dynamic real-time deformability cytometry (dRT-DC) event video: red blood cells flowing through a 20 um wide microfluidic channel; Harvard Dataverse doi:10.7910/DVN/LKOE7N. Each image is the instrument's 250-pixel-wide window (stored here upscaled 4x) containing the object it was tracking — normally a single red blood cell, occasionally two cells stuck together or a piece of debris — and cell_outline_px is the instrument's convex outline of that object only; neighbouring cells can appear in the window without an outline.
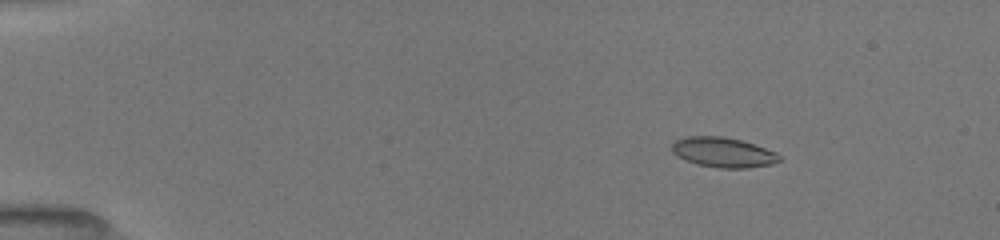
{"species": "common noctule bat (a hibernating species)", "species_latin": "Nyctalus noctula", "temperature_condition": "room temperature", "stored_images_in_passage": 12, "camera_frame_rate_fps": 3000, "um_per_image_px": 0.085, "animal": {"sex": "female", "body_mass_g": 19.5, "forearm_length_mm": 54.1}, "frame": {"image": 1, "passage_image": 3, "time_ms": 1.667, "image_size_px": [1000, 240], "cell_outline_px": [[780, 160], [772, 164], [748, 168], [716, 168], [696, 164], [672, 152], [672, 144], [676, 140], [684, 136], [724, 136], [740, 140], [776, 152], [780, 156]], "centroid_in_image_um": [61.46, 12.95], "position_along_channel_um": 23.5, "area_um2": 18.61}}
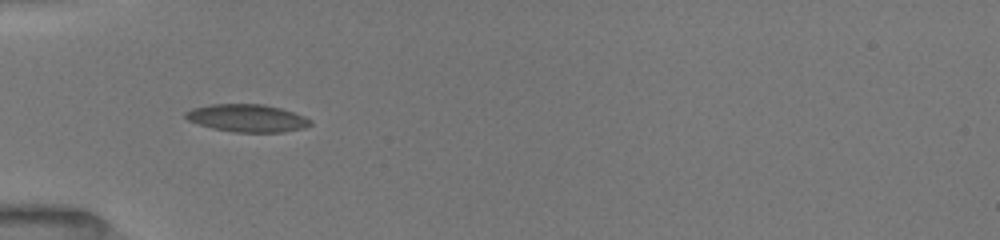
{"frame": {"image": 2, "passage_image": 9, "time_ms": 5.0, "image_size_px": [1000, 240], "cell_outline_px": [[312, 124], [304, 128], [284, 132], [232, 132], [212, 128], [188, 120], [184, 116], [184, 112], [192, 108], [212, 104], [264, 104], [280, 108], [304, 116], [312, 120]], "centroid_in_image_um": [21.01, 10.04], "position_along_channel_um": 64.0, "area_um2": 20.11}}
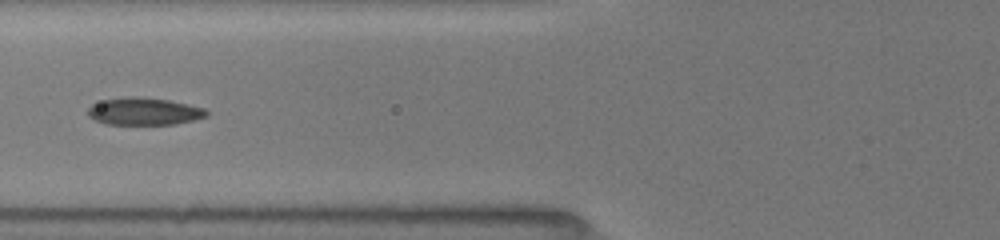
{"frame": {"image": 3, "passage_image": 11, "time_ms": 6.333, "image_size_px": [1000, 240], "cell_outline_px": [[208, 116], [176, 124], [104, 124], [88, 116], [88, 108], [92, 104], [104, 100], [124, 96], [136, 96], [168, 100], [188, 104], [204, 108], [208, 112]], "centroid_in_image_um": [12.23, 9.46], "position_along_channel_um": 113.6, "area_um2": 18.9}}